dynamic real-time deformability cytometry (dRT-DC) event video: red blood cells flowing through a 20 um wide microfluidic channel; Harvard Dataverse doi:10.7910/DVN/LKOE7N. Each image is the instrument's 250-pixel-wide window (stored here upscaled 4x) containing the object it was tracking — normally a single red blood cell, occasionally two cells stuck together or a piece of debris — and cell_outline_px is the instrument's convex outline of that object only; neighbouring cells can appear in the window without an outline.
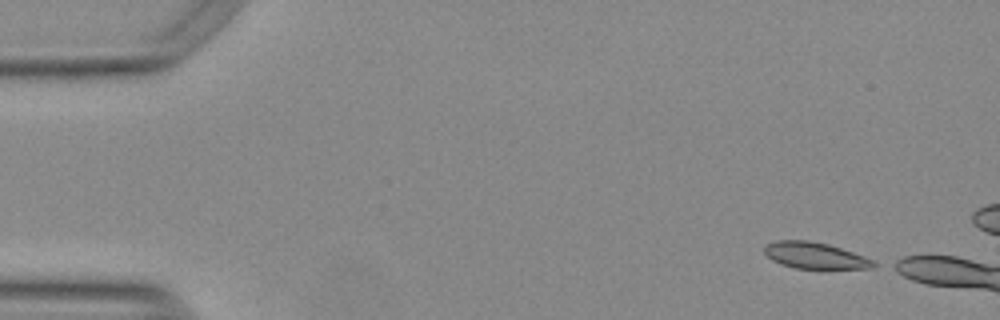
{"species": "Egyptian fruit bat (a non-hibernating species)", "species_latin": "Rousettus aegyptiacus", "temperature_condition": "warm", "stored_images_in_passage": 41, "camera_frame_rate_fps": 3000, "um_per_image_px": 0.085, "animal": {"sex": "female"}, "frame": {"image": 1, "passage_image": 1, "time_ms": 0.0, "image_size_px": [1000, 320], "cell_outline_px": [[880, 264], [872, 268], [796, 268], [780, 264], [772, 260], [764, 252], [764, 244], [776, 240], [808, 240], [828, 244], [864, 256]], "centroid_in_image_um": [69.24, 21.71], "position_along_channel_um": 15.8, "area_um2": 16.7}}
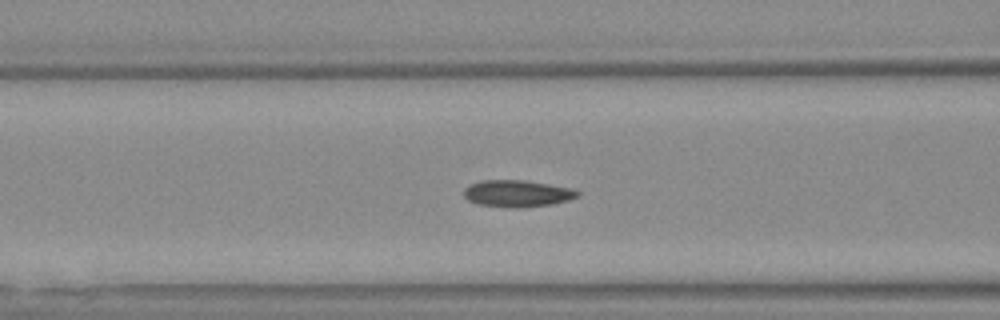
{"frame": {"image": 2, "passage_image": 18, "time_ms": 5.667, "image_size_px": [1000, 320], "cell_outline_px": [[580, 196], [568, 200], [552, 204], [520, 208], [516, 208], [480, 204], [468, 200], [464, 196], [464, 188], [468, 184], [480, 180], [524, 180], [548, 184], [568, 188], [580, 192]], "centroid_in_image_um": [43.94, 16.44], "position_along_channel_um": 122.7, "area_um2": 17.69}}
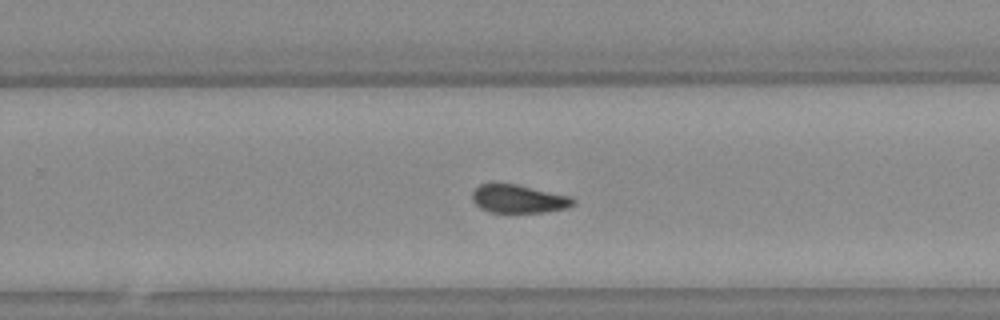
{"frame": {"image": 3, "passage_image": 31, "time_ms": 10.0, "image_size_px": [1000, 320], "cell_outline_px": [[576, 204], [568, 208], [544, 212], [488, 212], [480, 208], [472, 200], [472, 192], [480, 184], [492, 180], [516, 184], [572, 196], [576, 200]], "centroid_in_image_um": [44.06, 16.87], "position_along_channel_um": 285.7, "area_um2": 17.22}}